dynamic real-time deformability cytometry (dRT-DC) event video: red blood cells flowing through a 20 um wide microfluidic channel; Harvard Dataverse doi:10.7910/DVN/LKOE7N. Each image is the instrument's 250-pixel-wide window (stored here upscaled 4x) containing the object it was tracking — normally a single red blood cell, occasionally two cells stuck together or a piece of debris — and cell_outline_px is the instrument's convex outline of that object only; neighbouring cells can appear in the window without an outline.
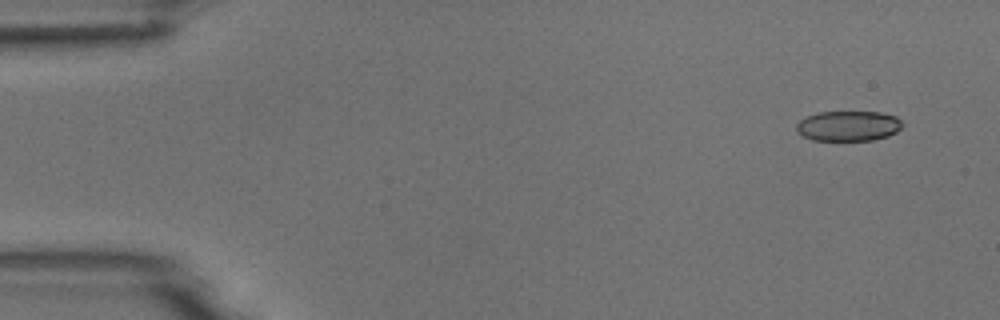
{"species": "common noctule bat (a hibernating species)", "species_latin": "Nyctalus noctula", "temperature_condition": "room temperature", "stored_images_in_passage": 6, "camera_frame_rate_fps": 3000, "um_per_image_px": 0.085, "animal": {"sex": "male", "body_mass_g": 18.8}, "frame": {"image": 1, "passage_image": 1, "time_ms": 0.0, "image_size_px": [1000, 320], "cell_outline_px": [[904, 124], [896, 132], [888, 136], [872, 140], [812, 140], [804, 136], [796, 128], [796, 124], [804, 116], [820, 112], [880, 112], [896, 116]], "centroid_in_image_um": [72.12, 10.7], "position_along_channel_um": 12.9, "area_um2": 18.61}}
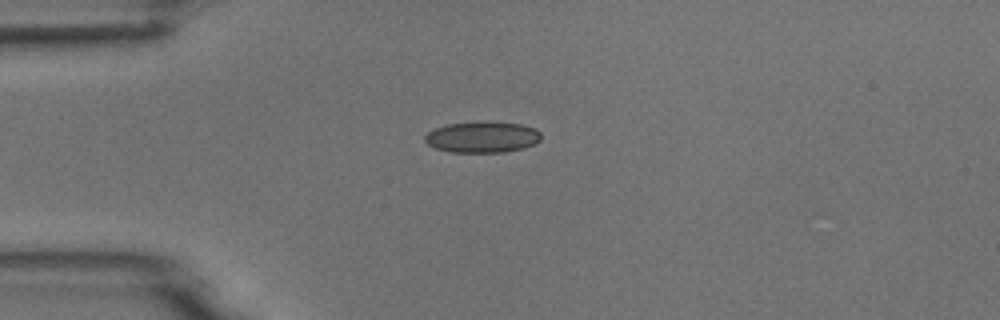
{"frame": {"image": 2, "passage_image": 3, "time_ms": 3.333, "image_size_px": [1000, 320], "cell_outline_px": [[540, 140], [536, 144], [524, 148], [504, 152], [452, 152], [436, 148], [428, 144], [424, 140], [424, 136], [428, 132], [436, 128], [448, 124], [520, 124], [536, 128], [540, 132]], "centroid_in_image_um": [41.02, 11.7], "position_along_channel_um": 44.0, "area_um2": 20.29}}